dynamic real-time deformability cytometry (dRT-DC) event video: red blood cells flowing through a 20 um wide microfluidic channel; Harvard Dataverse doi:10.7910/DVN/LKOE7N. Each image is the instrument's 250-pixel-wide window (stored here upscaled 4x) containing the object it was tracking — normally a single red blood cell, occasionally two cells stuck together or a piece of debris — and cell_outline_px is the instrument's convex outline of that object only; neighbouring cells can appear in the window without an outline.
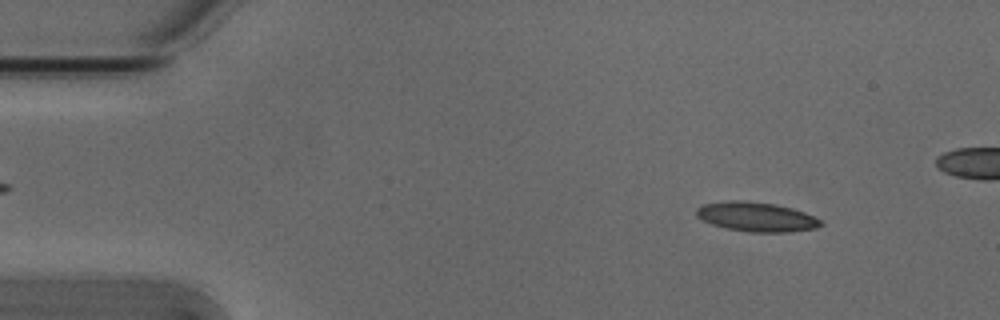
{"species": "Egyptian fruit bat (a non-hibernating species)", "species_latin": "Rousettus aegyptiacus", "temperature_condition": "cold", "stored_images_in_passage": 6, "camera_frame_rate_fps": 3000, "um_per_image_px": 0.085, "animal": {"sex": "male"}, "frame": {"image": 1, "passage_image": 1, "time_ms": 0.0, "image_size_px": [1000, 320], "cell_outline_px": [[824, 224], [816, 228], [788, 232], [748, 232], [724, 228], [712, 224], [696, 216], [696, 208], [704, 204], [728, 200], [740, 200], [776, 204], [792, 208], [804, 212], [820, 220]], "centroid_in_image_um": [64.28, 18.43], "position_along_channel_um": 20.7, "area_um2": 21.33}}
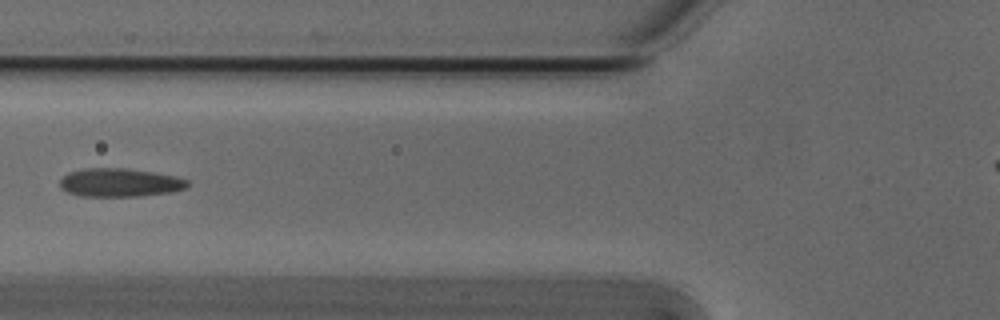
{"frame": {"image": 2, "passage_image": 5, "time_ms": 1.333, "image_size_px": [1000, 320], "cell_outline_px": [[188, 188], [172, 192], [140, 196], [80, 196], [68, 192], [60, 188], [60, 180], [68, 172], [84, 168], [128, 168], [176, 176], [188, 180]], "centroid_in_image_um": [10.19, 15.52], "position_along_channel_um": 115.6, "area_um2": 21.27}}